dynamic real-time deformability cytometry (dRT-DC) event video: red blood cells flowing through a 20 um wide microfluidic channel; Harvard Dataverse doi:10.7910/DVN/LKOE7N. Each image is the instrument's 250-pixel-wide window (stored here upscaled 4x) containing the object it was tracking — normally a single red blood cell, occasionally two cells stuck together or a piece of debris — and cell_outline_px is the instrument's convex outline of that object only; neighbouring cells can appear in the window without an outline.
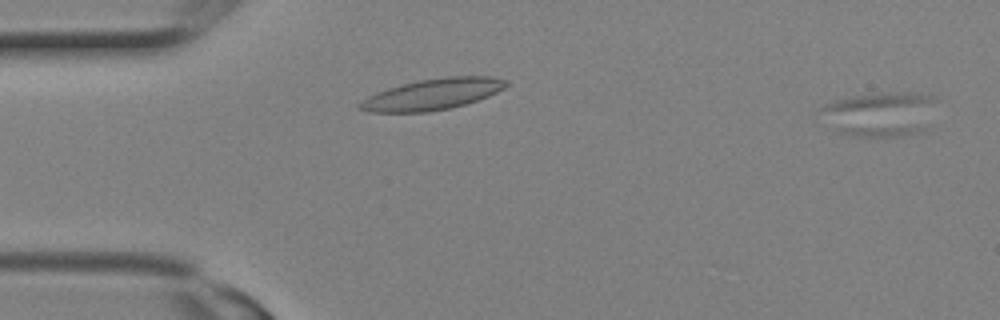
{"species": "Egyptian fruit bat (a non-hibernating species)", "species_latin": "Rousettus aegyptiacus", "temperature_condition": "room temperature", "stored_images_in_passage": 5, "camera_frame_rate_fps": 3000, "um_per_image_px": 0.085, "animal": {"sex": "female"}, "frame": {"image": 1, "passage_image": 1, "time_ms": 0.0, "image_size_px": [1000, 320], "cell_outline_px": [[940, 100], [924, 132], [904, 136], [852, 136], [836, 132], [820, 108], [824, 104], [836, 100], [852, 96], [880, 92], [908, 92], [936, 96]], "centroid_in_image_um": [74.92, 9.68], "position_along_channel_um": 10.1, "area_um2": 30.52}}
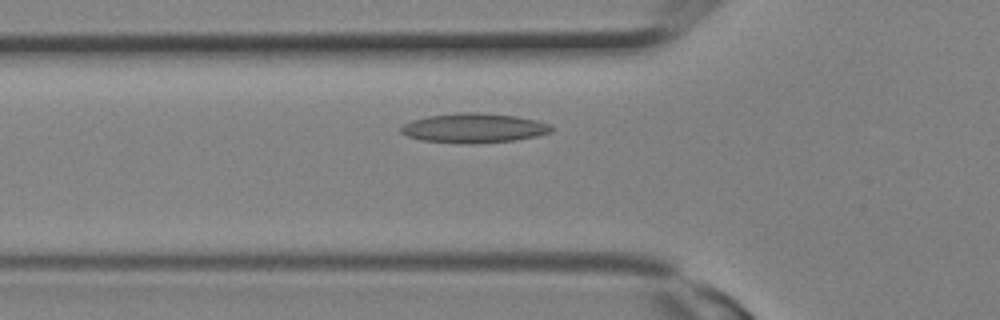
{"frame": {"image": 2, "passage_image": 3, "time_ms": 0.667, "image_size_px": [1000, 320], "cell_outline_px": [[552, 132], [536, 136], [512, 140], [472, 144], [460, 144], [420, 140], [408, 136], [400, 132], [400, 128], [404, 124], [412, 120], [428, 116], [456, 112], [476, 112], [516, 116], [536, 120], [552, 124]], "centroid_in_image_um": [40.27, 10.88], "position_along_channel_um": 85.5, "area_um2": 26.01}}
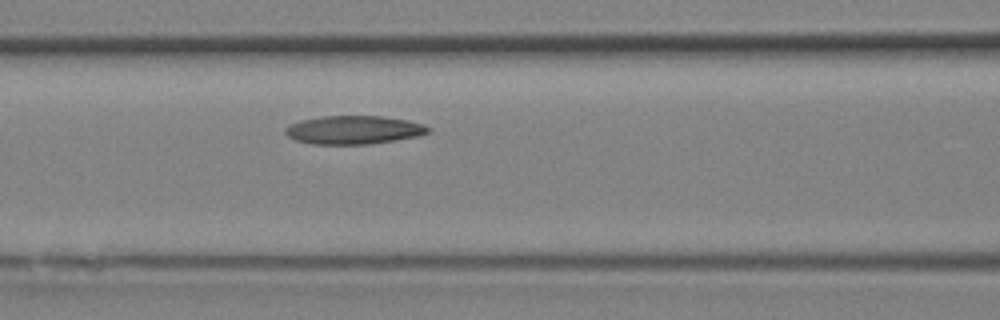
{"frame": {"image": 3, "passage_image": 5, "time_ms": 1.333, "image_size_px": [1000, 320], "cell_outline_px": [[428, 132], [416, 136], [396, 140], [368, 144], [308, 144], [296, 140], [288, 136], [284, 132], [284, 128], [288, 124], [300, 120], [324, 116], [380, 116], [408, 120], [424, 124], [428, 128]], "centroid_in_image_um": [30.0, 11.04], "position_along_channel_um": 136.6, "area_um2": 23.64}}